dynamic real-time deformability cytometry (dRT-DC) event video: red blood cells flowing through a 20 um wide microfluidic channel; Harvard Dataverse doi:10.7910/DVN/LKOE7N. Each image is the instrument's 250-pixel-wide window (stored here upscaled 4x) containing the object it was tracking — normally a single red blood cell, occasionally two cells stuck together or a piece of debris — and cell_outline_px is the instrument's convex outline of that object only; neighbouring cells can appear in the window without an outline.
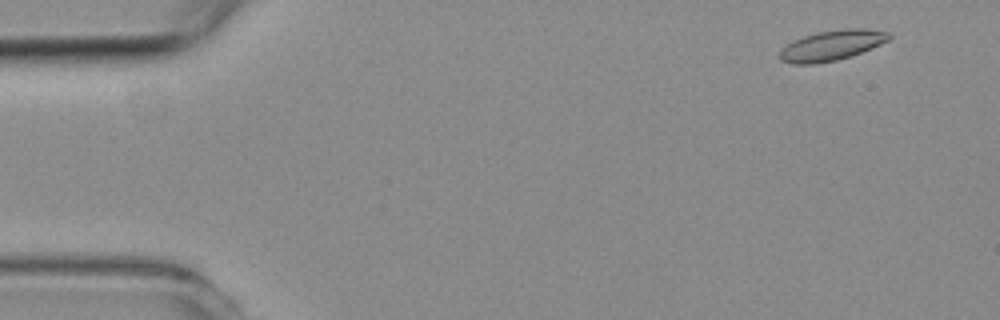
{"species": "common noctule bat (a hibernating species)", "species_latin": "Nyctalus noctula", "temperature_condition": "room temperature", "stored_images_in_passage": 4, "camera_frame_rate_fps": 3000, "um_per_image_px": 0.085, "animal": {"sex": "female", "body_mass_g": 19.3, "forearm_length_mm": 54.1}, "frame": {"image": 1, "passage_image": 1, "time_ms": 0.0, "image_size_px": [1000, 320], "cell_outline_px": [[892, 36], [888, 40], [852, 56], [836, 60], [816, 64], [792, 64], [780, 60], [780, 52], [788, 44], [804, 36], [820, 32], [852, 28], [856, 28], [888, 32]], "centroid_in_image_um": [70.69, 3.88], "position_along_channel_um": 14.3, "area_um2": 18.73}}
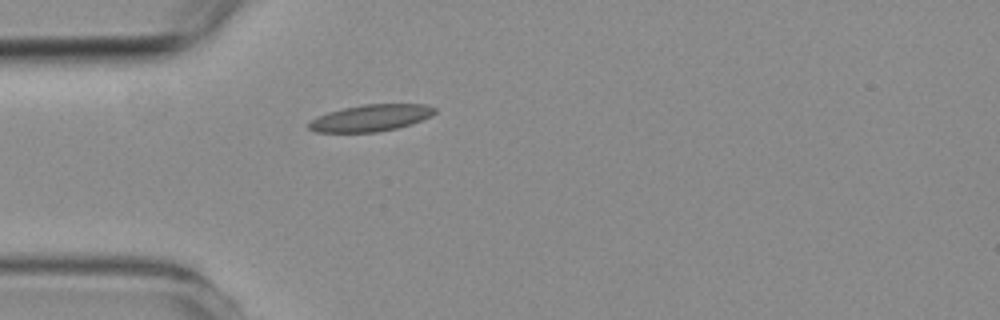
{"frame": {"image": 2, "passage_image": 4, "time_ms": 3.667, "image_size_px": [1000, 320], "cell_outline_px": [[436, 112], [432, 116], [412, 124], [396, 128], [376, 132], [316, 132], [308, 128], [308, 124], [316, 116], [328, 112], [344, 108], [364, 104], [424, 104], [436, 108]], "centroid_in_image_um": [31.53, 10.02], "position_along_channel_um": 53.5, "area_um2": 19.59}}